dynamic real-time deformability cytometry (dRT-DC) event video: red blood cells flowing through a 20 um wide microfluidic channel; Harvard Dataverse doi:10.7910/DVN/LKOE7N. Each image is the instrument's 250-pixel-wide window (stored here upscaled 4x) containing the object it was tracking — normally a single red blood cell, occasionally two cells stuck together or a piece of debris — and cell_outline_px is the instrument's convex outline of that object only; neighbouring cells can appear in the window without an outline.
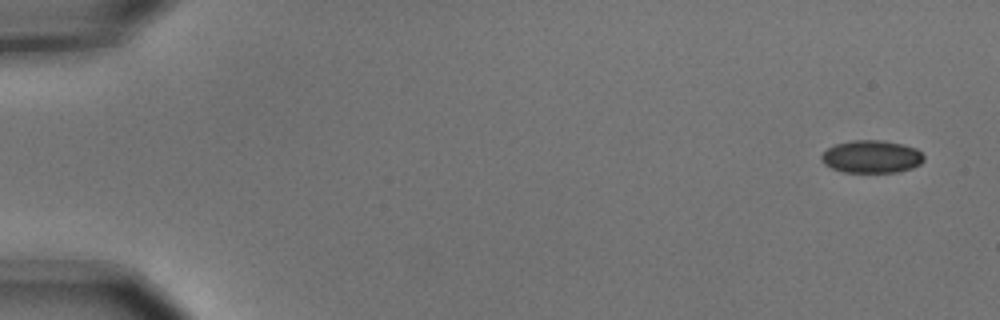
{"species": "common noctule bat (a hibernating species)", "species_latin": "Nyctalus noctula", "temperature_condition": "cold", "stored_images_in_passage": 6, "camera_frame_rate_fps": 3000, "um_per_image_px": 0.085, "animal": {"sex": "male", "body_mass_g": 15.6}, "frame": {"image": 1, "passage_image": 1, "time_ms": 0.0, "image_size_px": [1000, 320], "cell_outline_px": [[924, 160], [920, 164], [912, 168], [896, 172], [844, 172], [832, 168], [824, 164], [820, 156], [828, 148], [836, 144], [852, 140], [880, 140], [904, 144], [916, 148], [924, 156]], "centroid_in_image_um": [74.09, 13.31], "position_along_channel_um": 10.9, "area_um2": 19.48}}